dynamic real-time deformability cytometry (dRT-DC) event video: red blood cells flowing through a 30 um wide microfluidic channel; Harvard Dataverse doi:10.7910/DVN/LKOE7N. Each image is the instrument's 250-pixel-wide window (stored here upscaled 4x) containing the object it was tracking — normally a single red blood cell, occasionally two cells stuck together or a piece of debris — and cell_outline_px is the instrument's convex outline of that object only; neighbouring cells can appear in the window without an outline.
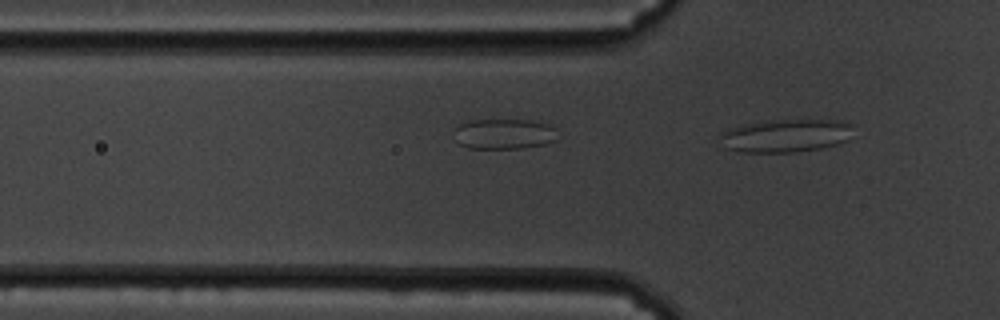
{"species": "common noctule bat (a hibernating species)", "species_latin": "Nyctalus noctula", "temperature_condition": "cold", "stored_images_in_passage": 4, "camera_frame_rate_fps": 3000, "um_per_image_px": 0.085, "animal": {"sex": "male", "body_mass_g": 19.5, "forearm_length_mm": 54.6}, "frame": {"image": 1, "passage_image": 4, "time_ms": 1.0, "image_size_px": [1000, 320], "cell_outline_px": [[852, 124], [848, 140], [836, 144], [820, 148], [796, 152], [740, 152], [724, 148], [720, 132], [744, 124], [768, 120], [836, 120]], "centroid_in_image_um": [66.76, 11.53], "position_along_channel_um": 59.0, "area_um2": 25.49}}